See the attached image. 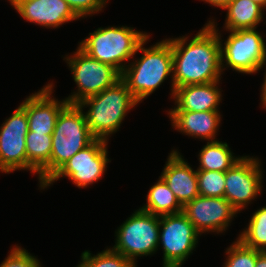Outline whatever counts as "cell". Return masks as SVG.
Listing matches in <instances>:
<instances>
[{
  "instance_id": "4",
  "label": "cell",
  "mask_w": 266,
  "mask_h": 267,
  "mask_svg": "<svg viewBox=\"0 0 266 267\" xmlns=\"http://www.w3.org/2000/svg\"><path fill=\"white\" fill-rule=\"evenodd\" d=\"M149 35L127 26L100 27L79 42L78 47L90 57L111 65L122 74L126 67L125 62L138 53V46Z\"/></svg>"
},
{
  "instance_id": "15",
  "label": "cell",
  "mask_w": 266,
  "mask_h": 267,
  "mask_svg": "<svg viewBox=\"0 0 266 267\" xmlns=\"http://www.w3.org/2000/svg\"><path fill=\"white\" fill-rule=\"evenodd\" d=\"M163 168L161 177L182 207L199 196L197 170L185 161L178 150L169 153Z\"/></svg>"
},
{
  "instance_id": "12",
  "label": "cell",
  "mask_w": 266,
  "mask_h": 267,
  "mask_svg": "<svg viewBox=\"0 0 266 267\" xmlns=\"http://www.w3.org/2000/svg\"><path fill=\"white\" fill-rule=\"evenodd\" d=\"M29 131L28 116L19 105L0 126V172L28 170L25 139Z\"/></svg>"
},
{
  "instance_id": "24",
  "label": "cell",
  "mask_w": 266,
  "mask_h": 267,
  "mask_svg": "<svg viewBox=\"0 0 266 267\" xmlns=\"http://www.w3.org/2000/svg\"><path fill=\"white\" fill-rule=\"evenodd\" d=\"M225 172L197 170L199 195L206 197H224Z\"/></svg>"
},
{
  "instance_id": "19",
  "label": "cell",
  "mask_w": 266,
  "mask_h": 267,
  "mask_svg": "<svg viewBox=\"0 0 266 267\" xmlns=\"http://www.w3.org/2000/svg\"><path fill=\"white\" fill-rule=\"evenodd\" d=\"M25 144L28 171L38 175L41 188L51 178L52 135L28 131Z\"/></svg>"
},
{
  "instance_id": "29",
  "label": "cell",
  "mask_w": 266,
  "mask_h": 267,
  "mask_svg": "<svg viewBox=\"0 0 266 267\" xmlns=\"http://www.w3.org/2000/svg\"><path fill=\"white\" fill-rule=\"evenodd\" d=\"M205 3L211 4V6L220 7L221 9L226 8L234 0H201Z\"/></svg>"
},
{
  "instance_id": "5",
  "label": "cell",
  "mask_w": 266,
  "mask_h": 267,
  "mask_svg": "<svg viewBox=\"0 0 266 267\" xmlns=\"http://www.w3.org/2000/svg\"><path fill=\"white\" fill-rule=\"evenodd\" d=\"M207 24L219 35L222 72L226 68H232L238 73L255 74L266 64V43L264 36L256 28L228 31L230 34L223 43L214 19L209 20Z\"/></svg>"
},
{
  "instance_id": "23",
  "label": "cell",
  "mask_w": 266,
  "mask_h": 267,
  "mask_svg": "<svg viewBox=\"0 0 266 267\" xmlns=\"http://www.w3.org/2000/svg\"><path fill=\"white\" fill-rule=\"evenodd\" d=\"M252 214L248 226L240 232L238 239L255 250L266 251V206Z\"/></svg>"
},
{
  "instance_id": "14",
  "label": "cell",
  "mask_w": 266,
  "mask_h": 267,
  "mask_svg": "<svg viewBox=\"0 0 266 267\" xmlns=\"http://www.w3.org/2000/svg\"><path fill=\"white\" fill-rule=\"evenodd\" d=\"M54 83L51 82L39 91L25 98L20 106L28 116L29 131L52 135L60 111L68 104L66 99L61 101L54 98ZM53 96V97H52Z\"/></svg>"
},
{
  "instance_id": "34",
  "label": "cell",
  "mask_w": 266,
  "mask_h": 267,
  "mask_svg": "<svg viewBox=\"0 0 266 267\" xmlns=\"http://www.w3.org/2000/svg\"><path fill=\"white\" fill-rule=\"evenodd\" d=\"M253 2L259 4L260 6H262L263 8L266 7V0H252Z\"/></svg>"
},
{
  "instance_id": "31",
  "label": "cell",
  "mask_w": 266,
  "mask_h": 267,
  "mask_svg": "<svg viewBox=\"0 0 266 267\" xmlns=\"http://www.w3.org/2000/svg\"><path fill=\"white\" fill-rule=\"evenodd\" d=\"M265 65L263 67H266ZM260 91H261L260 96H261V104H262L261 106L266 109V71L264 73V81H263L262 88Z\"/></svg>"
},
{
  "instance_id": "8",
  "label": "cell",
  "mask_w": 266,
  "mask_h": 267,
  "mask_svg": "<svg viewBox=\"0 0 266 267\" xmlns=\"http://www.w3.org/2000/svg\"><path fill=\"white\" fill-rule=\"evenodd\" d=\"M64 61L77 85L76 91L65 98L69 104H78L90 96L99 94L121 79V74L114 67L90 57L79 47L71 56L66 55Z\"/></svg>"
},
{
  "instance_id": "13",
  "label": "cell",
  "mask_w": 266,
  "mask_h": 267,
  "mask_svg": "<svg viewBox=\"0 0 266 267\" xmlns=\"http://www.w3.org/2000/svg\"><path fill=\"white\" fill-rule=\"evenodd\" d=\"M183 213L194 225L195 229L203 233L216 234L226 232L238 212L224 197H206L199 195L183 207Z\"/></svg>"
},
{
  "instance_id": "22",
  "label": "cell",
  "mask_w": 266,
  "mask_h": 267,
  "mask_svg": "<svg viewBox=\"0 0 266 267\" xmlns=\"http://www.w3.org/2000/svg\"><path fill=\"white\" fill-rule=\"evenodd\" d=\"M140 209L157 216L183 212V207L179 204L173 192L161 176L150 187L146 197V204L140 207Z\"/></svg>"
},
{
  "instance_id": "26",
  "label": "cell",
  "mask_w": 266,
  "mask_h": 267,
  "mask_svg": "<svg viewBox=\"0 0 266 267\" xmlns=\"http://www.w3.org/2000/svg\"><path fill=\"white\" fill-rule=\"evenodd\" d=\"M127 259L120 253L106 248L96 255L85 250L81 254V261L76 267H120Z\"/></svg>"
},
{
  "instance_id": "1",
  "label": "cell",
  "mask_w": 266,
  "mask_h": 267,
  "mask_svg": "<svg viewBox=\"0 0 266 267\" xmlns=\"http://www.w3.org/2000/svg\"><path fill=\"white\" fill-rule=\"evenodd\" d=\"M189 37L167 39L173 55L171 99L177 87L220 81L223 74L218 33L206 23L192 39Z\"/></svg>"
},
{
  "instance_id": "7",
  "label": "cell",
  "mask_w": 266,
  "mask_h": 267,
  "mask_svg": "<svg viewBox=\"0 0 266 267\" xmlns=\"http://www.w3.org/2000/svg\"><path fill=\"white\" fill-rule=\"evenodd\" d=\"M160 216L137 209L115 231V245L111 248L126 259L152 255L159 248Z\"/></svg>"
},
{
  "instance_id": "18",
  "label": "cell",
  "mask_w": 266,
  "mask_h": 267,
  "mask_svg": "<svg viewBox=\"0 0 266 267\" xmlns=\"http://www.w3.org/2000/svg\"><path fill=\"white\" fill-rule=\"evenodd\" d=\"M220 81L207 84L187 85L175 88V107L169 111H220L222 90Z\"/></svg>"
},
{
  "instance_id": "20",
  "label": "cell",
  "mask_w": 266,
  "mask_h": 267,
  "mask_svg": "<svg viewBox=\"0 0 266 267\" xmlns=\"http://www.w3.org/2000/svg\"><path fill=\"white\" fill-rule=\"evenodd\" d=\"M223 10H227L223 26L226 31L255 29L265 16V9L252 0H234Z\"/></svg>"
},
{
  "instance_id": "30",
  "label": "cell",
  "mask_w": 266,
  "mask_h": 267,
  "mask_svg": "<svg viewBox=\"0 0 266 267\" xmlns=\"http://www.w3.org/2000/svg\"><path fill=\"white\" fill-rule=\"evenodd\" d=\"M255 267H266V251L257 250V258Z\"/></svg>"
},
{
  "instance_id": "2",
  "label": "cell",
  "mask_w": 266,
  "mask_h": 267,
  "mask_svg": "<svg viewBox=\"0 0 266 267\" xmlns=\"http://www.w3.org/2000/svg\"><path fill=\"white\" fill-rule=\"evenodd\" d=\"M150 35L138 46L143 55L126 64L121 79L127 84L134 98L140 103L148 98L160 85L173 77V55L167 38L145 48Z\"/></svg>"
},
{
  "instance_id": "32",
  "label": "cell",
  "mask_w": 266,
  "mask_h": 267,
  "mask_svg": "<svg viewBox=\"0 0 266 267\" xmlns=\"http://www.w3.org/2000/svg\"><path fill=\"white\" fill-rule=\"evenodd\" d=\"M136 260L127 259L120 267H137Z\"/></svg>"
},
{
  "instance_id": "6",
  "label": "cell",
  "mask_w": 266,
  "mask_h": 267,
  "mask_svg": "<svg viewBox=\"0 0 266 267\" xmlns=\"http://www.w3.org/2000/svg\"><path fill=\"white\" fill-rule=\"evenodd\" d=\"M95 139L87 125L83 109L78 104L68 103L60 111L52 134L51 177Z\"/></svg>"
},
{
  "instance_id": "16",
  "label": "cell",
  "mask_w": 266,
  "mask_h": 267,
  "mask_svg": "<svg viewBox=\"0 0 266 267\" xmlns=\"http://www.w3.org/2000/svg\"><path fill=\"white\" fill-rule=\"evenodd\" d=\"M14 9L27 22L45 28L56 29L80 19L65 0H24Z\"/></svg>"
},
{
  "instance_id": "21",
  "label": "cell",
  "mask_w": 266,
  "mask_h": 267,
  "mask_svg": "<svg viewBox=\"0 0 266 267\" xmlns=\"http://www.w3.org/2000/svg\"><path fill=\"white\" fill-rule=\"evenodd\" d=\"M227 142L208 141L198 154L199 166L196 170L226 172L242 156L233 155Z\"/></svg>"
},
{
  "instance_id": "10",
  "label": "cell",
  "mask_w": 266,
  "mask_h": 267,
  "mask_svg": "<svg viewBox=\"0 0 266 267\" xmlns=\"http://www.w3.org/2000/svg\"><path fill=\"white\" fill-rule=\"evenodd\" d=\"M108 141L95 139L70 158L40 189L48 188L61 177H68L78 188H87L99 181L108 162Z\"/></svg>"
},
{
  "instance_id": "17",
  "label": "cell",
  "mask_w": 266,
  "mask_h": 267,
  "mask_svg": "<svg viewBox=\"0 0 266 267\" xmlns=\"http://www.w3.org/2000/svg\"><path fill=\"white\" fill-rule=\"evenodd\" d=\"M167 114L176 131L207 142L217 140L222 120L220 111H168Z\"/></svg>"
},
{
  "instance_id": "3",
  "label": "cell",
  "mask_w": 266,
  "mask_h": 267,
  "mask_svg": "<svg viewBox=\"0 0 266 267\" xmlns=\"http://www.w3.org/2000/svg\"><path fill=\"white\" fill-rule=\"evenodd\" d=\"M138 104L139 102L122 79L99 94L78 103L79 107L83 109L92 135L96 139L105 141H109L111 135L119 131L127 113ZM87 107L89 110L85 112L84 108Z\"/></svg>"
},
{
  "instance_id": "9",
  "label": "cell",
  "mask_w": 266,
  "mask_h": 267,
  "mask_svg": "<svg viewBox=\"0 0 266 267\" xmlns=\"http://www.w3.org/2000/svg\"><path fill=\"white\" fill-rule=\"evenodd\" d=\"M201 234L181 212L160 216L159 246L163 249V267H181L198 244Z\"/></svg>"
},
{
  "instance_id": "27",
  "label": "cell",
  "mask_w": 266,
  "mask_h": 267,
  "mask_svg": "<svg viewBox=\"0 0 266 267\" xmlns=\"http://www.w3.org/2000/svg\"><path fill=\"white\" fill-rule=\"evenodd\" d=\"M0 267H42L40 260L21 246H13Z\"/></svg>"
},
{
  "instance_id": "28",
  "label": "cell",
  "mask_w": 266,
  "mask_h": 267,
  "mask_svg": "<svg viewBox=\"0 0 266 267\" xmlns=\"http://www.w3.org/2000/svg\"><path fill=\"white\" fill-rule=\"evenodd\" d=\"M79 18L93 16L103 10L109 0H65Z\"/></svg>"
},
{
  "instance_id": "33",
  "label": "cell",
  "mask_w": 266,
  "mask_h": 267,
  "mask_svg": "<svg viewBox=\"0 0 266 267\" xmlns=\"http://www.w3.org/2000/svg\"><path fill=\"white\" fill-rule=\"evenodd\" d=\"M13 8H16L24 0H8Z\"/></svg>"
},
{
  "instance_id": "25",
  "label": "cell",
  "mask_w": 266,
  "mask_h": 267,
  "mask_svg": "<svg viewBox=\"0 0 266 267\" xmlns=\"http://www.w3.org/2000/svg\"><path fill=\"white\" fill-rule=\"evenodd\" d=\"M223 267H255L257 250L244 245L238 238L226 248Z\"/></svg>"
},
{
  "instance_id": "11",
  "label": "cell",
  "mask_w": 266,
  "mask_h": 267,
  "mask_svg": "<svg viewBox=\"0 0 266 267\" xmlns=\"http://www.w3.org/2000/svg\"><path fill=\"white\" fill-rule=\"evenodd\" d=\"M261 160L254 156H242L225 172L224 198L239 213L262 194L263 171Z\"/></svg>"
}]
</instances>
